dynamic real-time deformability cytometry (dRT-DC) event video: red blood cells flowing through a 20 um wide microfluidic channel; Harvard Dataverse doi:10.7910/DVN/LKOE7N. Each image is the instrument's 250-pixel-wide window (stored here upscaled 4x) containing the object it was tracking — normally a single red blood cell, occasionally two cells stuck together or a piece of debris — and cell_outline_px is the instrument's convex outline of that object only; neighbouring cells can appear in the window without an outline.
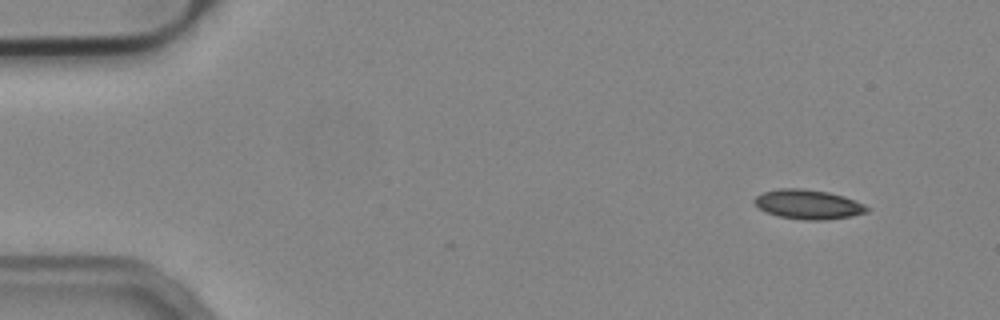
{"species": "common noctule bat (a hibernating species)", "species_latin": "Nyctalus noctula", "temperature_condition": "cold", "stored_images_in_passage": 3, "camera_frame_rate_fps": 3000, "um_per_image_px": 0.085, "animal": {"sex": "male", "body_mass_g": 19.2, "forearm_length_mm": 51.8}, "frame": {"image": 1, "passage_image": 1, "time_ms": 0.0, "image_size_px": [1000, 320], "cell_outline_px": [[872, 208], [868, 212], [852, 216], [824, 220], [804, 220], [780, 216], [768, 212], [760, 208], [752, 200], [756, 196], [764, 192], [776, 188], [804, 188], [828, 192], [844, 196], [864, 204]], "centroid_in_image_um": [68.73, 17.36], "position_along_channel_um": 16.3, "area_um2": 19.36}}